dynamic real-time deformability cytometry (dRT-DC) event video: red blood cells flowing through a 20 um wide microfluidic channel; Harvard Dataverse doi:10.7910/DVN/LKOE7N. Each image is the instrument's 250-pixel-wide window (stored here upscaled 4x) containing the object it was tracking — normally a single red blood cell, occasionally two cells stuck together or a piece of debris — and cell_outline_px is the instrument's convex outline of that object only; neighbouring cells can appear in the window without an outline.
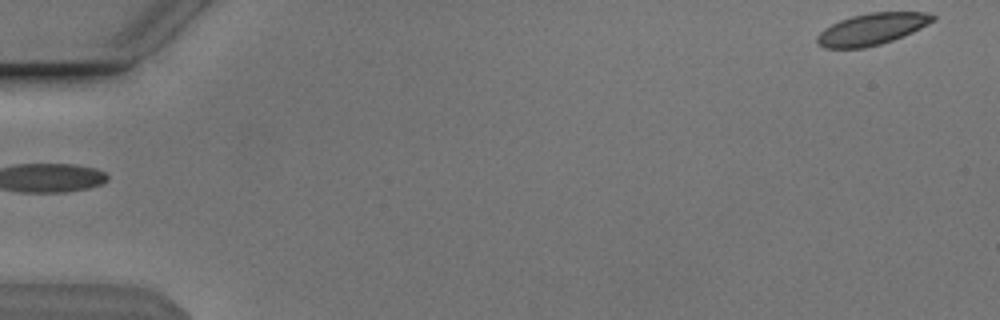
{"species": "Egyptian fruit bat (a non-hibernating species)", "species_latin": "Rousettus aegyptiacus", "temperature_condition": "cold", "stored_images_in_passage": 49, "camera_frame_rate_fps": 3000, "um_per_image_px": 0.085, "animal": {"sex": "male"}, "frame": {"image": 1, "passage_image": 1, "time_ms": 0.0, "image_size_px": [1000, 320], "cell_outline_px": [[936, 20], [912, 32], [892, 40], [880, 44], [864, 48], [824, 48], [816, 44], [816, 36], [824, 28], [840, 20], [852, 16], [868, 12], [924, 12], [936, 16]], "centroid_in_image_um": [74.08, 2.47], "position_along_channel_um": 10.9, "area_um2": 21.33}}
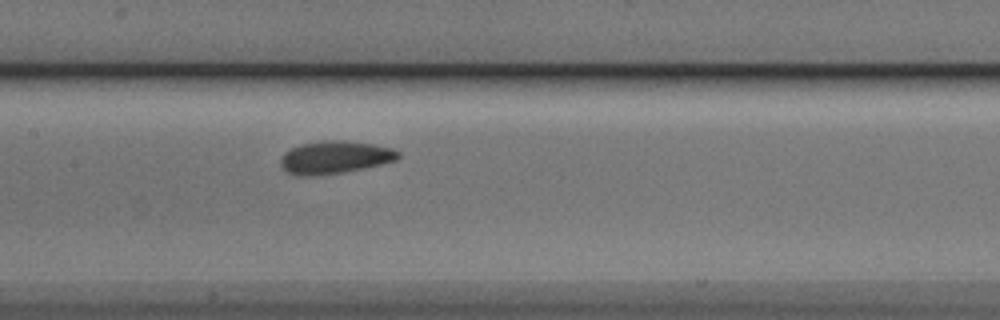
{"frame": {"image": 2, "passage_image": 26, "time_ms": 8.333, "image_size_px": [1000, 320], "cell_outline_px": [[400, 156], [396, 160], [380, 164], [344, 172], [312, 176], [296, 176], [288, 172], [280, 164], [280, 156], [284, 152], [292, 148], [304, 144], [324, 140], [336, 140], [372, 144], [392, 148], [400, 152]], "centroid_in_image_um": [28.43, 13.38], "position_along_channel_um": 179.0, "area_um2": 22.2}}
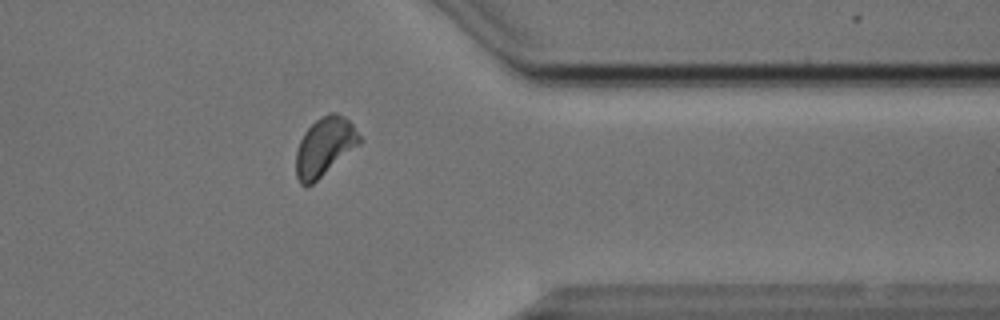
{"frame": {"image": 3, "passage_image": 43, "time_ms": 14.0, "image_size_px": [1000, 320], "cell_outline_px": [[360, 144], [312, 184], [300, 184], [296, 176], [296, 152], [300, 140], [304, 132], [320, 116], [328, 112], [336, 112], [344, 116], [352, 124], [360, 136]], "centroid_in_image_um": [27.58, 12.44], "position_along_channel_um": 383.8, "area_um2": 21.44}}